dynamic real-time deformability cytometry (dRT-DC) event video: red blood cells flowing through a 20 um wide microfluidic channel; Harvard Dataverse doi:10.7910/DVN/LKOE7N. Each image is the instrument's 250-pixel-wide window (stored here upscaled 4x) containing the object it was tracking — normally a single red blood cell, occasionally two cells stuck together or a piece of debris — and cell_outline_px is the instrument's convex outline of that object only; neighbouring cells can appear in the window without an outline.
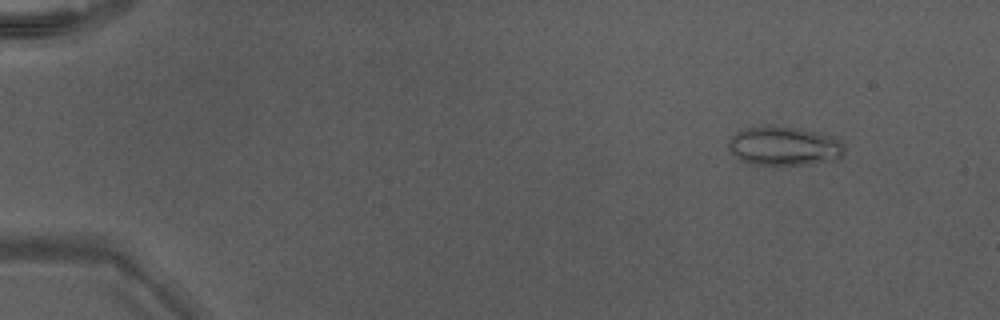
{"species": "Egyptian fruit bat (a non-hibernating species)", "species_latin": "Rousettus aegyptiacus", "temperature_condition": "warm", "stored_images_in_passage": 49, "camera_frame_rate_fps": 3000, "um_per_image_px": 0.085, "animal": {"sex": "male"}, "frame": {"image": 1, "passage_image": 6, "time_ms": 1.667, "image_size_px": [1000, 320], "cell_outline_px": [[844, 156], [832, 160], [808, 164], [752, 164], [740, 160], [732, 152], [728, 144], [728, 140], [736, 132], [748, 128], [796, 128], [832, 136], [840, 140], [844, 144]], "centroid_in_image_um": [66.68, 12.44], "position_along_channel_um": 18.3, "area_um2": 25.55}}
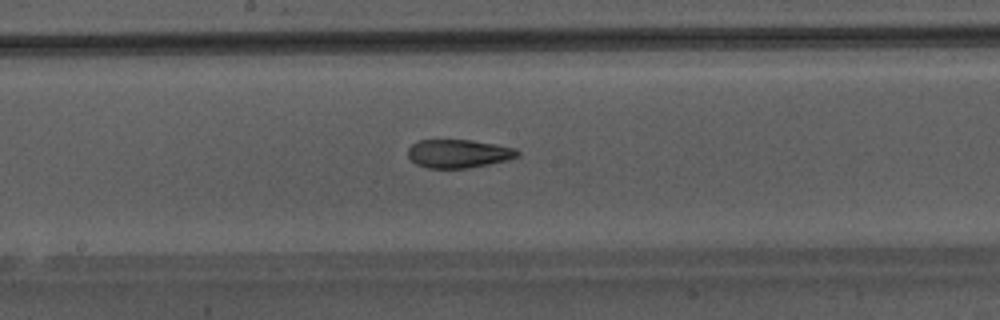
{"frame": {"image": 2, "passage_image": 28, "time_ms": 9.0, "image_size_px": [1000, 320], "cell_outline_px": [[520, 152], [516, 156], [508, 160], [468, 168], [428, 168], [416, 164], [408, 156], [408, 148], [412, 144], [420, 140], [472, 140], [496, 144], [516, 148]], "centroid_in_image_um": [38.97, 13.05], "position_along_channel_um": 209.2, "area_um2": 18.09}}
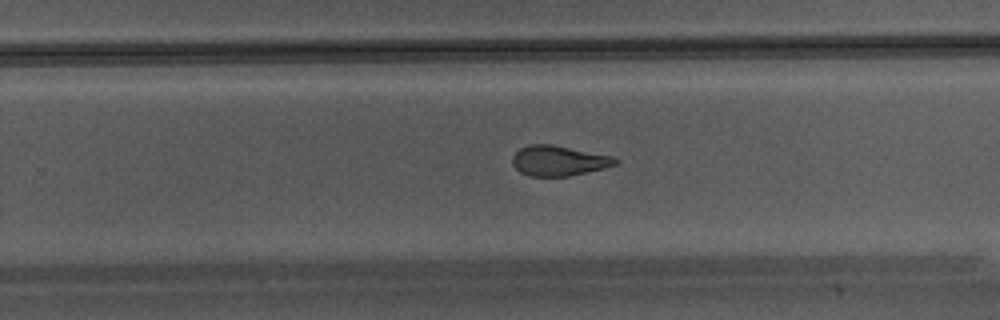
{"frame": {"image": 3, "passage_image": 33, "time_ms": 10.667, "image_size_px": [1000, 320], "cell_outline_px": [[620, 160], [616, 164], [604, 168], [568, 176], [532, 176], [520, 172], [512, 164], [512, 156], [520, 148], [528, 144], [552, 144], [612, 156]], "centroid_in_image_um": [47.47, 13.65], "position_along_channel_um": 282.3, "area_um2": 18.03}}